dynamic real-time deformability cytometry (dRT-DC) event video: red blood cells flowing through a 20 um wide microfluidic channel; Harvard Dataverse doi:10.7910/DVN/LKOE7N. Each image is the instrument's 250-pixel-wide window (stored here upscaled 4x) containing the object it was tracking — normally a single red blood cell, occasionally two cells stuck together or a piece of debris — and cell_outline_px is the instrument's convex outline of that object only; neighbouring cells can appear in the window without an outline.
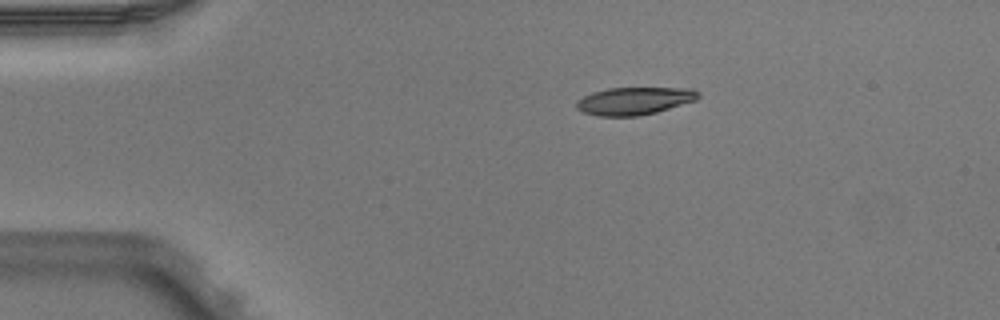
{"species": "Egyptian fruit bat (a non-hibernating species)", "species_latin": "Rousettus aegyptiacus", "temperature_condition": "warm", "stored_images_in_passage": 4, "camera_frame_rate_fps": 3000, "um_per_image_px": 0.085, "animal": {"sex": "male"}, "frame": {"image": 1, "passage_image": 1, "time_ms": 0.0, "image_size_px": [1000, 320], "cell_outline_px": [[700, 96], [696, 100], [656, 112], [636, 116], [600, 116], [584, 112], [576, 108], [576, 100], [592, 92], [608, 88], [692, 88], [700, 92]], "centroid_in_image_um": [53.92, 8.57], "position_along_channel_um": 31.1, "area_um2": 19.54}}
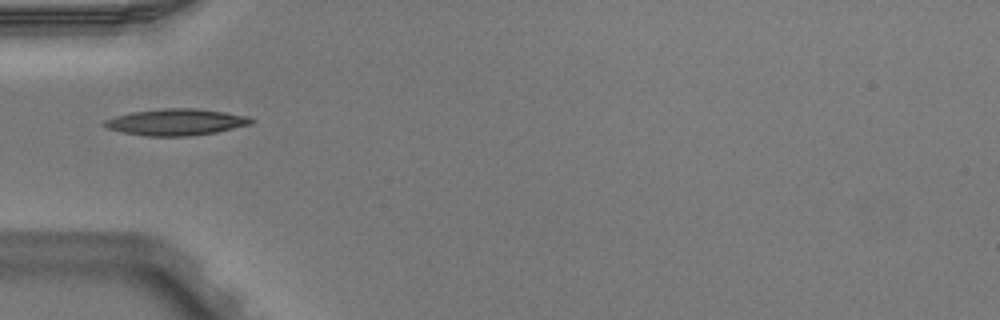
{"frame": {"image": 2, "passage_image": 3, "time_ms": 0.667, "image_size_px": [1000, 320], "cell_outline_px": [[256, 120], [252, 124], [216, 132], [192, 136], [144, 136], [124, 132], [108, 128], [100, 124], [104, 120], [116, 116], [132, 112], [164, 108], [196, 108], [224, 112], [248, 116]], "centroid_in_image_um": [14.99, 10.38], "position_along_channel_um": 70.0, "area_um2": 22.72}}
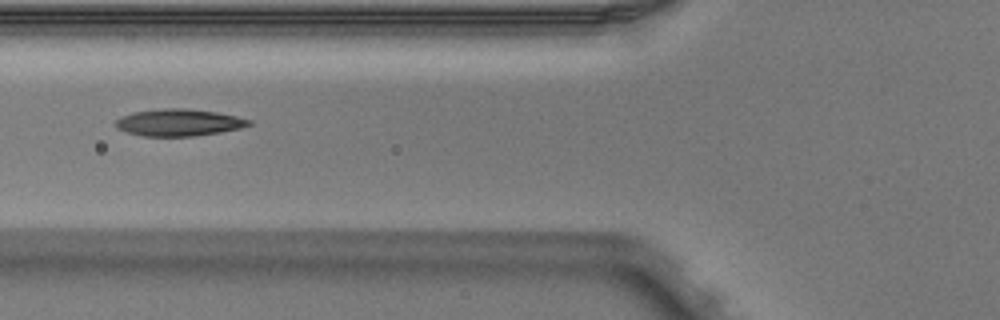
{"frame": {"image": 3, "passage_image": 4, "time_ms": 1.0, "image_size_px": [1000, 320], "cell_outline_px": [[252, 124], [240, 128], [220, 132], [196, 136], [144, 136], [128, 132], [116, 128], [112, 124], [120, 116], [132, 112], [164, 108], [184, 108], [216, 112], [236, 116], [252, 120]], "centroid_in_image_um": [15.17, 10.41], "position_along_channel_um": 110.6, "area_um2": 21.04}}